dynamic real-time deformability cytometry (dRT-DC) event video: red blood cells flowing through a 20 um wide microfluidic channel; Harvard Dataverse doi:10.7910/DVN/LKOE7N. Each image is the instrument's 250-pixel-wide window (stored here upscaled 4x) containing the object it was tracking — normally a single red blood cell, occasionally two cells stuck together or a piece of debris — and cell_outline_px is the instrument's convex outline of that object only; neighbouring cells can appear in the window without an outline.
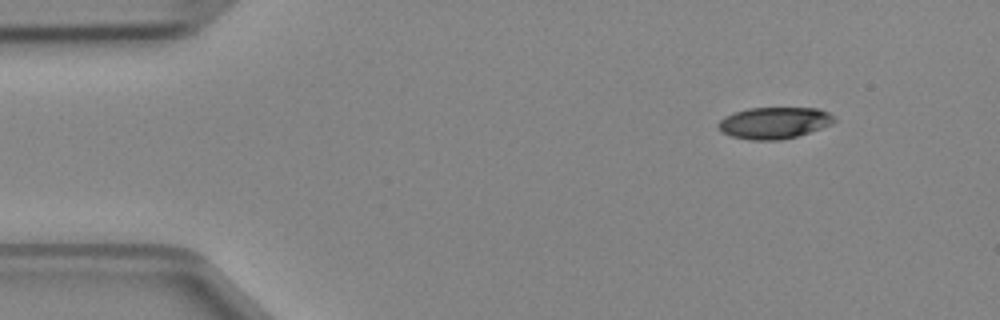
{"species": "Egyptian fruit bat (a non-hibernating species)", "species_latin": "Rousettus aegyptiacus", "temperature_condition": "cold", "stored_images_in_passage": 3, "camera_frame_rate_fps": 3000, "um_per_image_px": 0.085, "animal": {"sex": "female"}, "frame": {"image": 1, "passage_image": 1, "time_ms": 0.0, "image_size_px": [1000, 320], "cell_outline_px": [[836, 120], [832, 124], [796, 136], [780, 140], [752, 140], [732, 136], [720, 132], [716, 128], [716, 124], [724, 116], [732, 112], [748, 108], [816, 108], [828, 112]], "centroid_in_image_um": [65.73, 10.44], "position_along_channel_um": 19.3, "area_um2": 21.39}}